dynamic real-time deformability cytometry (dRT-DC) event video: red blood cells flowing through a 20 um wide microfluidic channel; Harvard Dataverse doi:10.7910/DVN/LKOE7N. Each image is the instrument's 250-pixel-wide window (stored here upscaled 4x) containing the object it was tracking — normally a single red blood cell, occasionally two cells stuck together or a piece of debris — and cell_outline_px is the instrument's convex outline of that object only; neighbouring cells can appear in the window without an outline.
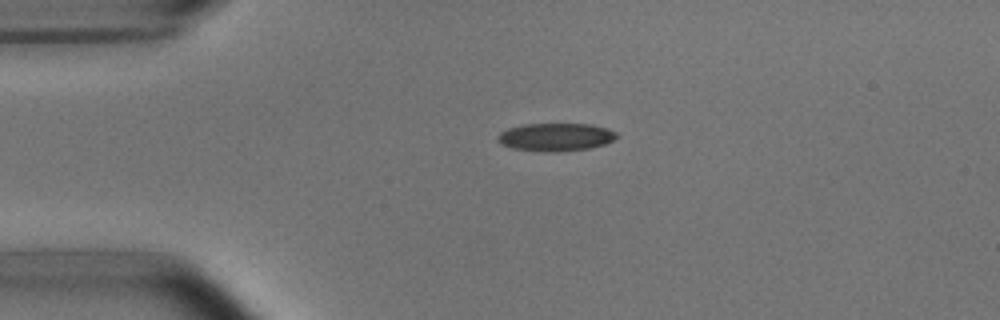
{"species": "common noctule bat (a hibernating species)", "species_latin": "Nyctalus noctula", "temperature_condition": "room temperature", "stored_images_in_passage": 30, "camera_frame_rate_fps": 3000, "um_per_image_px": 0.085, "animal": {"sex": "male", "body_mass_g": 15.6}, "frame": {"image": 1, "passage_image": 1, "time_ms": 0.0, "image_size_px": [1000, 320], "cell_outline_px": [[620, 136], [604, 144], [588, 148], [560, 152], [540, 152], [512, 148], [500, 144], [496, 140], [496, 136], [500, 132], [508, 128], [524, 124], [592, 124], [616, 132]], "centroid_in_image_um": [47.18, 11.66], "position_along_channel_um": 37.8, "area_um2": 19.54}}
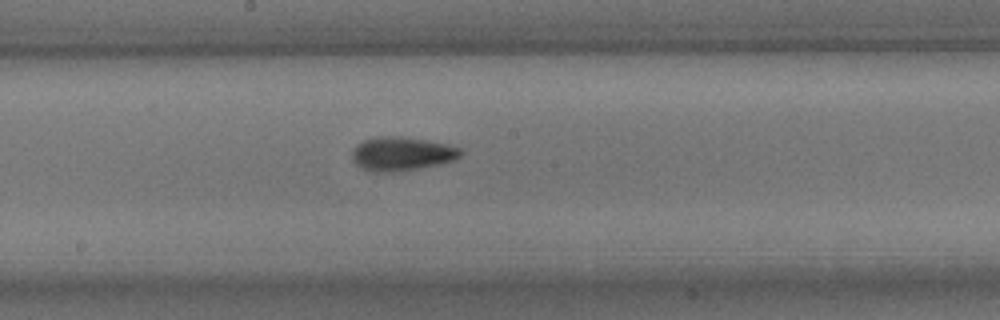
{"frame": {"image": 2, "passage_image": 17, "time_ms": 5.333, "image_size_px": [1000, 320], "cell_outline_px": [[464, 152], [460, 156], [452, 160], [440, 164], [392, 172], [368, 172], [360, 168], [352, 160], [352, 152], [364, 140], [380, 136], [396, 136], [424, 140], [448, 144], [460, 148]], "centroid_in_image_um": [34.14, 13.08], "position_along_channel_um": 214.1, "area_um2": 21.15}}
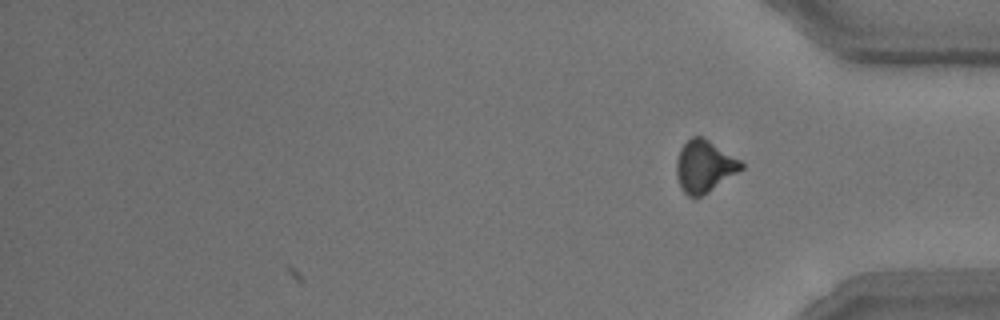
{"frame": {"image": 3, "passage_image": 30, "time_ms": 9.667, "image_size_px": [1000, 320], "cell_outline_px": [[744, 168], [708, 192], [692, 200], [680, 188], [676, 176], [676, 160], [680, 148], [692, 136], [700, 136], [708, 140], [740, 160], [744, 164]], "centroid_in_image_um": [59.83, 14.16], "position_along_channel_um": 375.4, "area_um2": 19.59}, "authors_computed_cell_mechanics": {"area_um2": 20.1433, "velocity_mm_per_s": 3.8305, "shape_relaxation_time_tau1_ms": 4.0704, "shape_relaxation_time_tau2_ms": 2.8619, "deformation_change_tau1": 0.1211, "deformation_change_tau2": 0.1037}}